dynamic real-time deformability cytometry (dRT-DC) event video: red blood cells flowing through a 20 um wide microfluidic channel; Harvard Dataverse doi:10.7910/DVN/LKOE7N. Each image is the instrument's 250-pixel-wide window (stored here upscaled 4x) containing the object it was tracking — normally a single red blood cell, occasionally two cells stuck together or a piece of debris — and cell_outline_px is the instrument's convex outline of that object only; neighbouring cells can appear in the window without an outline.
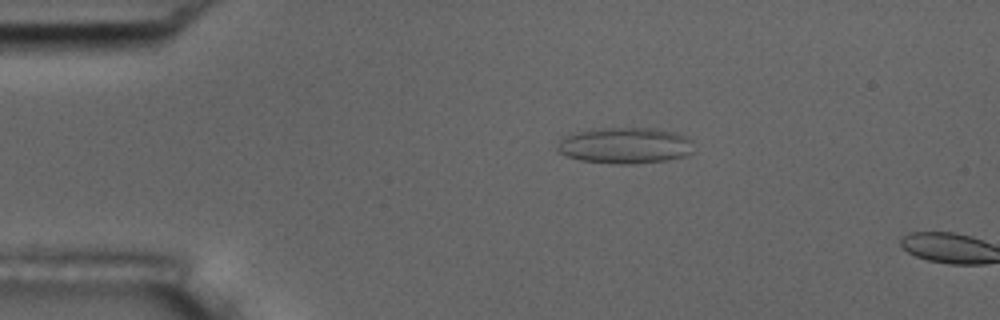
{"species": "common noctule bat (a hibernating species)", "species_latin": "Nyctalus noctula", "temperature_condition": "room temperature", "stored_images_in_passage": 4, "camera_frame_rate_fps": 3000, "um_per_image_px": 0.085, "animal": {"sex": "male", "body_mass_g": 17.5, "forearm_length_mm": 52.3}, "frame": {"image": 1, "passage_image": 3, "time_ms": 2.333, "image_size_px": [1000, 320], "cell_outline_px": [[692, 152], [684, 156], [668, 160], [632, 164], [616, 164], [580, 160], [568, 156], [560, 152], [556, 148], [560, 140], [564, 136], [580, 132], [604, 128], [656, 128], [676, 132], [688, 136], [692, 140]], "centroid_in_image_um": [53.19, 12.37], "position_along_channel_um": 31.8, "area_um2": 28.67}}